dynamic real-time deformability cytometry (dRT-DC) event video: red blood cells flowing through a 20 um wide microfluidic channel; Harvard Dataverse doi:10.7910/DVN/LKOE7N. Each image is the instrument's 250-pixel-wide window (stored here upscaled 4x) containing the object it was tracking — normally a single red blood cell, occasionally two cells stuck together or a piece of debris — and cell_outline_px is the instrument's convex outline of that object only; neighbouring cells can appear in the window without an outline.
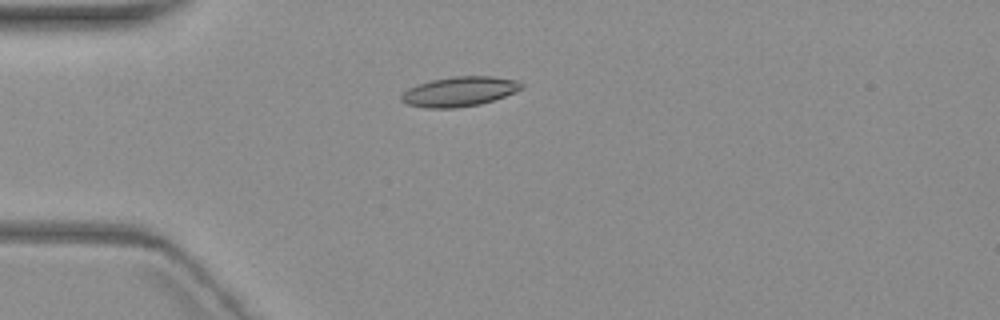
{"species": "common noctule bat (a hibernating species)", "species_latin": "Nyctalus noctula", "temperature_condition": "warm", "stored_images_in_passage": 5, "camera_frame_rate_fps": 3000, "um_per_image_px": 0.085, "animal": {"sex": "female", "body_mass_g": 19.3, "forearm_length_mm": 54.1}, "frame": {"image": 1, "passage_image": 5, "time_ms": 5.667, "image_size_px": [1000, 320], "cell_outline_px": [[524, 88], [516, 92], [480, 104], [456, 108], [424, 108], [408, 104], [400, 100], [400, 96], [408, 88], [416, 84], [432, 80], [452, 76], [492, 76], [520, 80], [524, 84]], "centroid_in_image_um": [39.07, 7.77], "position_along_channel_um": 45.9, "area_um2": 21.04}}